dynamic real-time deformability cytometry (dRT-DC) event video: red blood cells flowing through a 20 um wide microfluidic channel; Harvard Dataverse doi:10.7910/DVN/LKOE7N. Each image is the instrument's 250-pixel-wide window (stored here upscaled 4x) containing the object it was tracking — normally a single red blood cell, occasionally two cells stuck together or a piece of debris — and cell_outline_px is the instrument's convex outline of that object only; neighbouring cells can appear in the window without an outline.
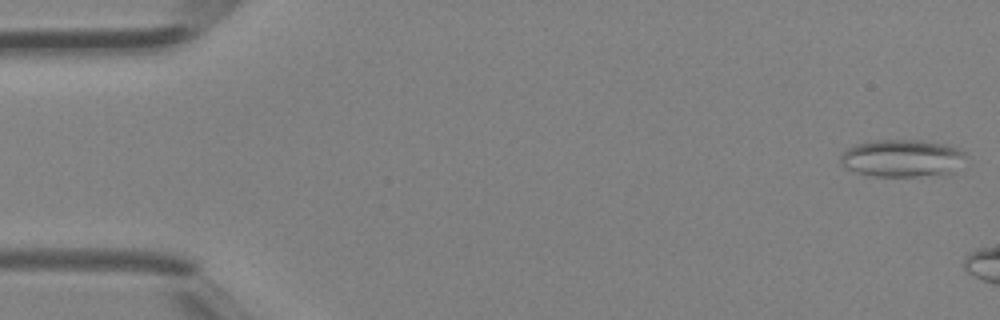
{"species": "Egyptian fruit bat (a non-hibernating species)", "species_latin": "Rousettus aegyptiacus", "temperature_condition": "room temperature", "stored_images_in_passage": 5, "camera_frame_rate_fps": 3000, "um_per_image_px": 0.085, "animal": {"sex": "female"}, "frame": {"image": 1, "passage_image": 1, "time_ms": 0.0, "image_size_px": [1000, 320], "cell_outline_px": [[964, 156], [952, 172], [916, 176], [872, 176], [856, 172], [840, 164], [840, 156], [848, 148], [856, 144], [876, 140], [920, 140], [948, 144], [964, 152]], "centroid_in_image_um": [76.62, 13.43], "position_along_channel_um": 8.4, "area_um2": 26.88}}